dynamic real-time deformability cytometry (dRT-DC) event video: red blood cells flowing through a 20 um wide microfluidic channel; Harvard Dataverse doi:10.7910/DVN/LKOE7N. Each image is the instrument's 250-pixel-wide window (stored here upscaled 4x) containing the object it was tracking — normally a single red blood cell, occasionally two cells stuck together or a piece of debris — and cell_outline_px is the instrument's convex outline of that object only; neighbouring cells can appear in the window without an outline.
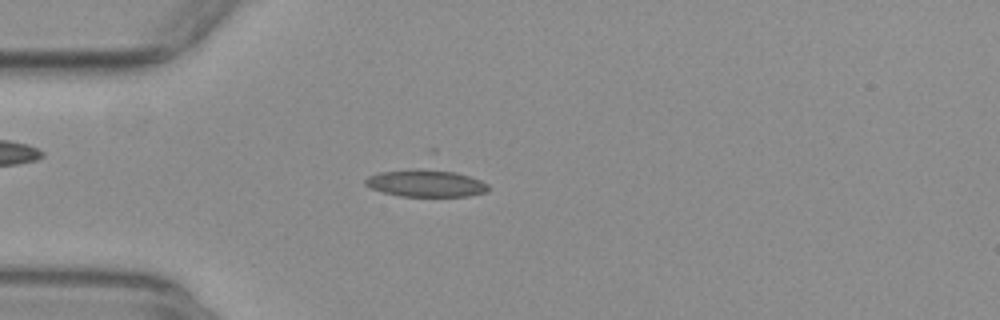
{"species": "common noctule bat (a hibernating species)", "species_latin": "Nyctalus noctula", "temperature_condition": "warm", "stored_images_in_passage": 47, "camera_frame_rate_fps": 3000, "um_per_image_px": 0.085, "animal": {"sex": "female", "body_mass_g": 29.2, "forearm_length_mm": 56.3}, "frame": {"image": 1, "passage_image": 9, "time_ms": 2.667, "image_size_px": [1000, 320], "cell_outline_px": [[488, 192], [468, 196], [400, 196], [384, 192], [372, 188], [364, 184], [364, 180], [368, 176], [380, 172], [416, 168], [432, 168], [456, 172], [480, 180], [488, 184]], "centroid_in_image_um": [36.2, 15.56], "position_along_channel_um": 48.8, "area_um2": 19.59}}
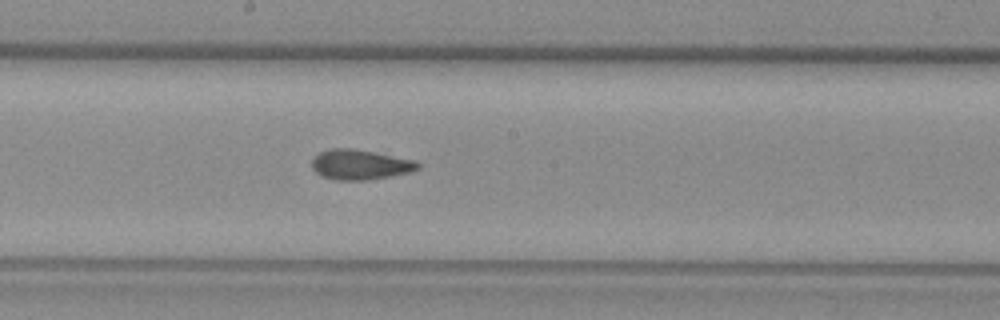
{"frame": {"image": 2, "passage_image": 23, "time_ms": 7.333, "image_size_px": [1000, 320], "cell_outline_px": [[420, 168], [408, 172], [368, 180], [336, 180], [320, 176], [312, 168], [312, 160], [320, 152], [328, 148], [352, 148], [416, 160], [420, 164]], "centroid_in_image_um": [30.58, 13.99], "position_along_channel_um": 217.6, "area_um2": 18.5}}
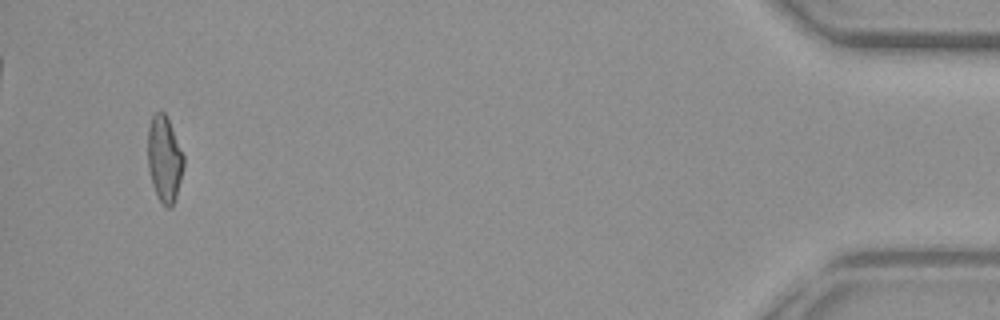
{"frame": {"image": 3, "passage_image": 45, "time_ms": 14.667, "image_size_px": [1000, 320], "cell_outline_px": [[184, 164], [176, 196], [172, 208], [168, 208], [160, 200], [152, 184], [148, 168], [148, 128], [152, 116], [156, 112], [164, 112], [168, 120], [184, 156]], "centroid_in_image_um": [13.97, 13.52], "position_along_channel_um": 421.2, "area_um2": 17.63}, "authors_computed_cell_mechanics": {"area_um2": 18.3226, "velocity_mm_per_s": 3.9141, "shape_relaxation_time_tau1_ms": null, "shape_relaxation_time_tau2_ms": 2.4201, "deformation_change_tau1": null, "deformation_change_tau2": 0.1091}}